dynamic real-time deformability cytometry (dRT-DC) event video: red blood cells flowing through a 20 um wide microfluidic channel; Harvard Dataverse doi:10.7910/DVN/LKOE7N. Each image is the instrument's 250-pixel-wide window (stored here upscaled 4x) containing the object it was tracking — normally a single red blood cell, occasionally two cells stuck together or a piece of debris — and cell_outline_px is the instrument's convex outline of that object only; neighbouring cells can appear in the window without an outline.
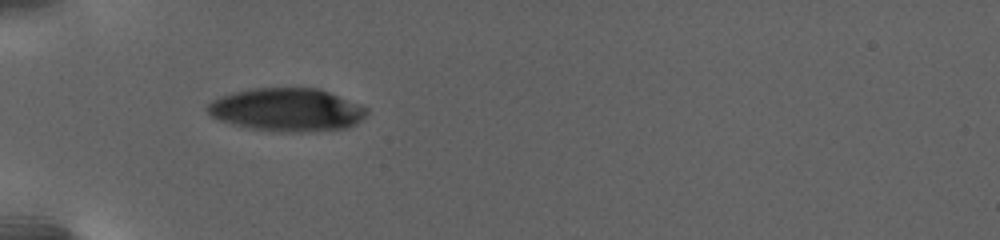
{"species": "human", "species_latin": "Homo sapiens", "temperature_condition": "warm", "stored_images_in_passage": 70, "camera_frame_rate_fps": 3000, "um_per_image_px": 0.085, "donor": {"sex": "female"}, "frame": {"image": 1, "passage_image": 1, "time_ms": 0.0, "image_size_px": [1000, 240], "cell_outline_px": [[368, 112], [356, 124], [348, 128], [308, 132], [280, 132], [248, 128], [232, 124], [220, 120], [212, 116], [208, 112], [208, 104], [212, 100], [236, 92], [252, 88], [316, 88], [328, 92], [360, 104], [368, 108]], "centroid_in_image_um": [24.42, 9.35], "position_along_channel_um": 60.6, "area_um2": 39.82}}
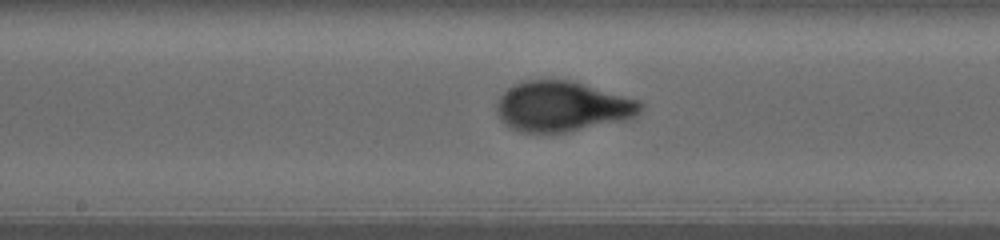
{"frame": {"image": 2, "passage_image": 43, "time_ms": 5.667, "image_size_px": [1000, 240], "cell_outline_px": [[644, 108], [636, 116], [628, 120], [568, 132], [520, 132], [508, 128], [500, 120], [496, 112], [496, 104], [500, 96], [512, 84], [524, 80], [568, 80], [640, 100], [644, 104]], "centroid_in_image_um": [47.78, 9.07], "position_along_channel_um": 200.4, "area_um2": 42.48}}
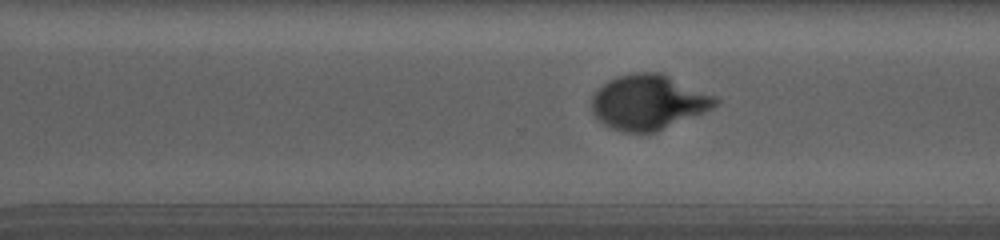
{"frame": {"image": 3, "passage_image": 69, "time_ms": 10.0, "image_size_px": [1000, 240], "cell_outline_px": [[720, 100], [712, 108], [704, 112], [656, 132], [620, 132], [608, 128], [592, 112], [592, 96], [604, 84], [620, 76], [640, 72], [660, 72], [716, 96]], "centroid_in_image_um": [55.13, 8.7], "position_along_channel_um": 315.5, "area_um2": 39.19}}